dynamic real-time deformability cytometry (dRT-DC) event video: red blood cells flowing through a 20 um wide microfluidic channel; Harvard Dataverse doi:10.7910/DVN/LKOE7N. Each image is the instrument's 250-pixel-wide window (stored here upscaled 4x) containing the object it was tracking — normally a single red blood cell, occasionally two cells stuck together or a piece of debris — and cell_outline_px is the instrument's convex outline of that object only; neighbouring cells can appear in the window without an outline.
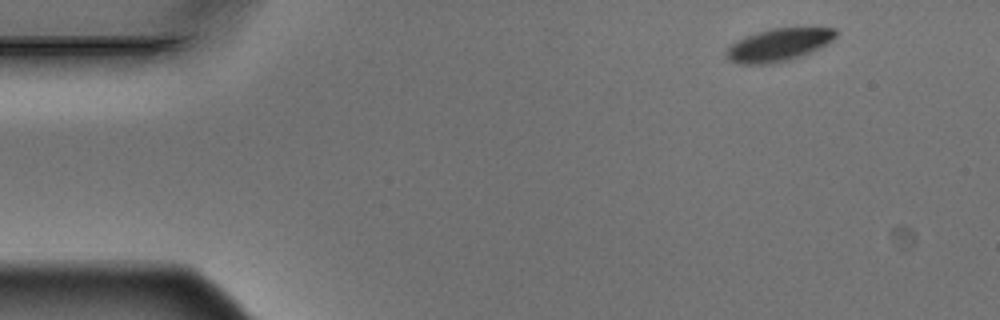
{"species": "Egyptian fruit bat (a non-hibernating species)", "species_latin": "Rousettus aegyptiacus", "temperature_condition": "warm", "stored_images_in_passage": 13, "camera_frame_rate_fps": 3000, "um_per_image_px": 0.085, "animal": {"sex": "male"}, "frame": {"image": 1, "passage_image": 1, "time_ms": 0.0, "image_size_px": [1000, 320], "cell_outline_px": [[836, 36], [832, 40], [820, 48], [812, 52], [776, 64], [736, 64], [728, 60], [728, 48], [732, 44], [744, 36], [772, 28], [836, 28]], "centroid_in_image_um": [66.19, 3.83], "position_along_channel_um": 18.8, "area_um2": 20.75}}
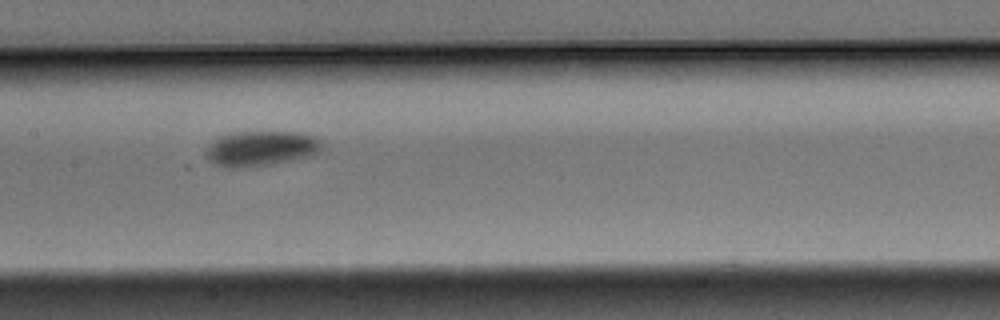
{"frame": {"image": 2, "passage_image": 6, "time_ms": 1.667, "image_size_px": [1000, 320], "cell_outline_px": [[324, 144], [320, 152], [308, 156], [268, 164], [240, 168], [228, 168], [216, 164], [208, 160], [208, 148], [212, 140], [216, 136], [236, 132], [304, 132], [316, 136]], "centroid_in_image_um": [22.21, 12.59], "position_along_channel_um": 185.2, "area_um2": 23.7}}
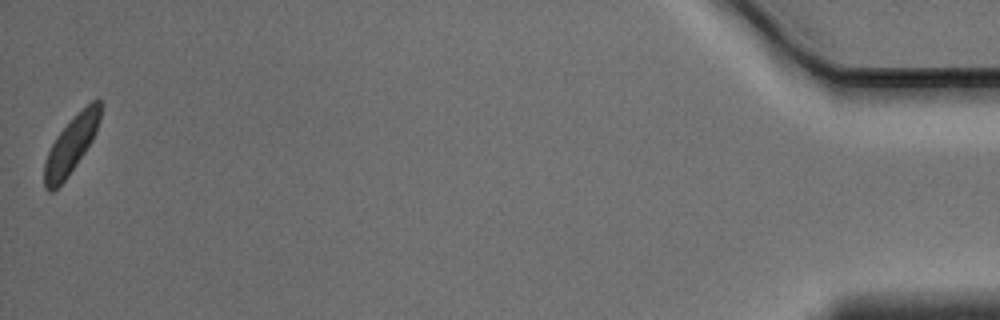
{"frame": {"image": 3, "passage_image": 13, "time_ms": 4.0, "image_size_px": [1000, 320], "cell_outline_px": [[104, 104], [100, 120], [96, 132], [92, 140], [68, 176], [52, 192], [48, 192], [44, 188], [44, 164], [48, 152], [56, 136], [92, 100], [100, 100]], "centroid_in_image_um": [6.06, 12.32], "position_along_channel_um": 429.1, "area_um2": 18.21}}